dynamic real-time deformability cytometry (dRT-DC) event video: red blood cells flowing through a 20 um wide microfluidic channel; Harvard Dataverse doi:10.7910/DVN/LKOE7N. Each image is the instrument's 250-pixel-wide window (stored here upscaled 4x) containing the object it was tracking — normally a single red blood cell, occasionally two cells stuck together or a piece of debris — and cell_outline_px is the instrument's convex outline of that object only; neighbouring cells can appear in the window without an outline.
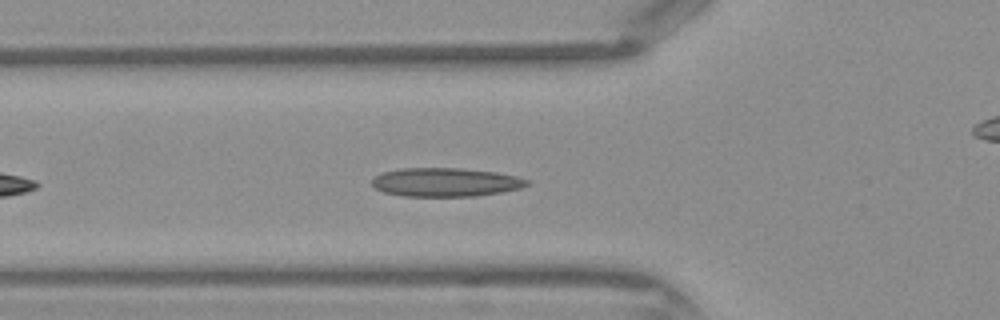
{"species": "Egyptian fruit bat (a non-hibernating species)", "species_latin": "Rousettus aegyptiacus", "temperature_condition": "warm", "stored_images_in_passage": 12, "camera_frame_rate_fps": 3000, "um_per_image_px": 0.085, "frame": {"image": 1, "passage_image": 6, "time_ms": 1.667, "image_size_px": [1000, 320], "cell_outline_px": [[528, 184], [520, 188], [500, 192], [476, 196], [400, 196], [384, 192], [376, 188], [372, 184], [372, 180], [380, 172], [400, 168], [464, 168], [496, 172], [516, 176], [528, 180]], "centroid_in_image_um": [37.84, 15.48], "position_along_channel_um": 88.0, "area_um2": 25.95}}